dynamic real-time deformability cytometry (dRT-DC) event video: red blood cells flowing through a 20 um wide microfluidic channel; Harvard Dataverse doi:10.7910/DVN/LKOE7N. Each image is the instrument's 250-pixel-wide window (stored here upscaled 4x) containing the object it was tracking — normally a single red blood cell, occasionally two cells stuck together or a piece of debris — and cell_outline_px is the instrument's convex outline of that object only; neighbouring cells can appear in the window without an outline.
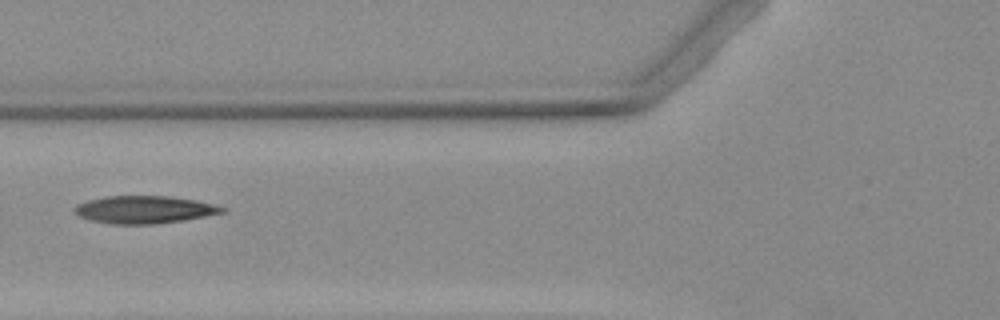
{"species": "Egyptian fruit bat (a non-hibernating species)", "species_latin": "Rousettus aegyptiacus", "temperature_condition": "warm", "stored_images_in_passage": 2, "camera_frame_rate_fps": 3000, "um_per_image_px": 0.085, "animal": {"sex": "female"}, "frame": {"image": 1, "passage_image": 2, "time_ms": 1.0, "image_size_px": [1000, 320], "cell_outline_px": [[228, 212], [184, 220], [152, 224], [112, 224], [92, 220], [80, 216], [72, 208], [76, 204], [88, 200], [104, 196], [172, 196], [196, 200], [228, 208]], "centroid_in_image_um": [12.31, 17.81], "position_along_channel_um": 113.5, "area_um2": 23.81}}